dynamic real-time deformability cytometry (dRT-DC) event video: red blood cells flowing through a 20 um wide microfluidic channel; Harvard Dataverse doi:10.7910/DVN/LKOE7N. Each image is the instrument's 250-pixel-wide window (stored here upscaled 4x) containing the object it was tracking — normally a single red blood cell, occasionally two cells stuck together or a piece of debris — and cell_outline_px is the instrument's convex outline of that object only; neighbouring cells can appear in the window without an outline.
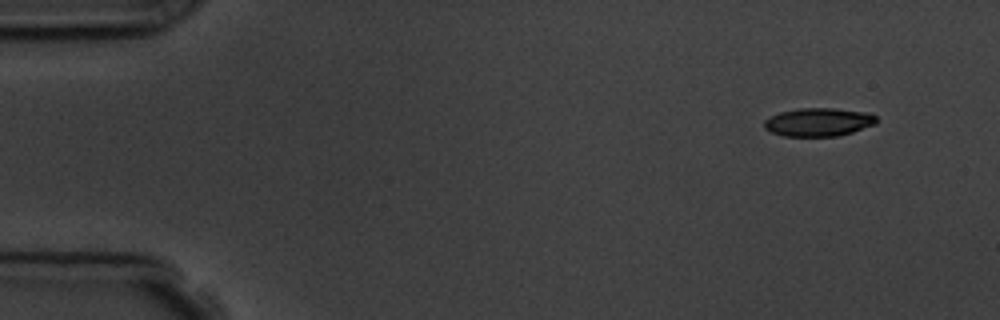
{"species": "common noctule bat (a hibernating species)", "species_latin": "Nyctalus noctula", "temperature_condition": "room temperature", "stored_images_in_passage": 4, "camera_frame_rate_fps": 3000, "um_per_image_px": 0.085, "animal": {"sex": "male", "body_mass_g": 19.5, "forearm_length_mm": 54.6}, "frame": {"image": 1, "passage_image": 1, "time_ms": 0.0, "image_size_px": [1000, 320], "cell_outline_px": [[876, 124], [840, 136], [784, 136], [772, 132], [764, 128], [764, 120], [780, 112], [800, 108], [832, 108], [872, 112], [876, 116]], "centroid_in_image_um": [69.61, 10.37], "position_along_channel_um": 15.4, "area_um2": 18.61}}
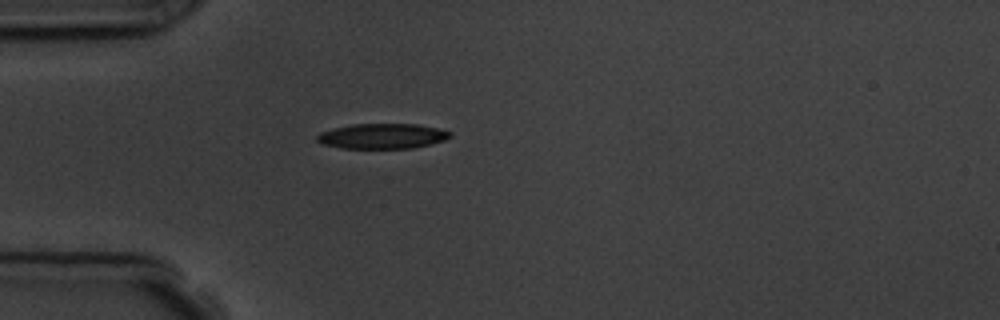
{"frame": {"image": 2, "passage_image": 4, "time_ms": 3.667, "image_size_px": [1000, 320], "cell_outline_px": [[452, 136], [444, 140], [412, 148], [340, 148], [320, 144], [316, 140], [316, 136], [320, 132], [352, 124], [416, 124], [436, 128], [452, 132]], "centroid_in_image_um": [32.46, 11.57], "position_along_channel_um": 52.5, "area_um2": 19.42}}